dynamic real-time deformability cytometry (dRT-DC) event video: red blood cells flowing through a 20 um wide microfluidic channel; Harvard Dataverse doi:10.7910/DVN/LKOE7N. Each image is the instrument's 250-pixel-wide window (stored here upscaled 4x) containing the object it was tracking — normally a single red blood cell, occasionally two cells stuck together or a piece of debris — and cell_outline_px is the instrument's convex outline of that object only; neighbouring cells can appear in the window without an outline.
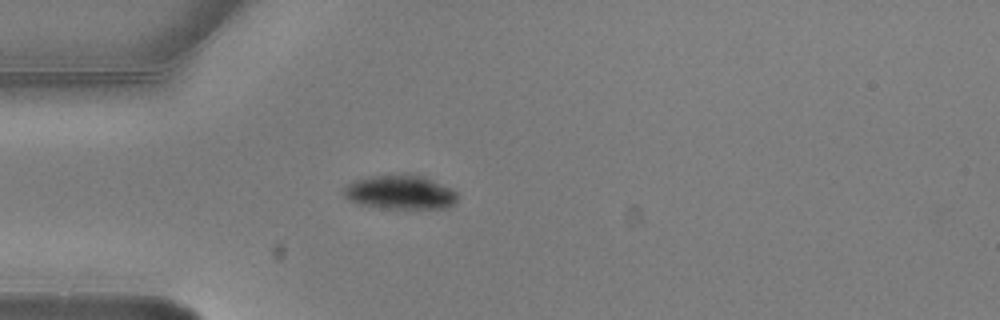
{"species": "common noctule bat (a hibernating species)", "species_latin": "Nyctalus noctula", "temperature_condition": "warm", "stored_images_in_passage": 1, "camera_frame_rate_fps": 3000, "um_per_image_px": 0.085, "animal": {"sex": "male", "body_mass_g": 20.5, "forearm_length_mm": 52.5}, "frame": {"image": 1, "passage_image": 1, "time_ms": 0.0, "image_size_px": [1000, 320], "cell_outline_px": [[460, 196], [456, 204], [448, 208], [380, 208], [356, 204], [348, 200], [344, 196], [340, 188], [352, 180], [368, 176], [424, 176], [452, 188]], "centroid_in_image_um": [33.99, 16.37], "position_along_channel_um": 51.0, "area_um2": 22.89}}